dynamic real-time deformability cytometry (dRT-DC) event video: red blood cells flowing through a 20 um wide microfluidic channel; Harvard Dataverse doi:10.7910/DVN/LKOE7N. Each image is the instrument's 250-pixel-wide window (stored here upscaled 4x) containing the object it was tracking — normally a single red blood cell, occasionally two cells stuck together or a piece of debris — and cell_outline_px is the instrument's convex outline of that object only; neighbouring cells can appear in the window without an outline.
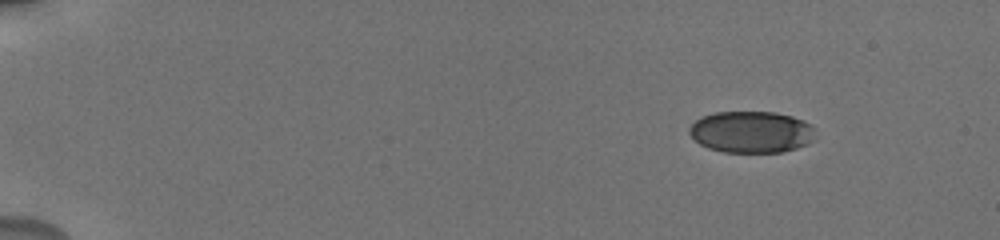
{"species": "human", "species_latin": "Homo sapiens", "temperature_condition": "cold", "stored_images_in_passage": 95, "camera_frame_rate_fps": 3000, "um_per_image_px": 0.085, "donor": {"sex": "male"}, "frame": {"image": 1, "passage_image": 1, "time_ms": 0.0, "image_size_px": [1000, 240], "cell_outline_px": [[816, 128], [812, 140], [808, 144], [796, 148], [780, 152], [724, 152], [708, 148], [700, 144], [688, 132], [688, 128], [700, 116], [716, 112], [776, 112], [792, 116], [804, 120]], "centroid_in_image_um": [63.87, 11.21], "position_along_channel_um": 21.1, "area_um2": 30.75}}
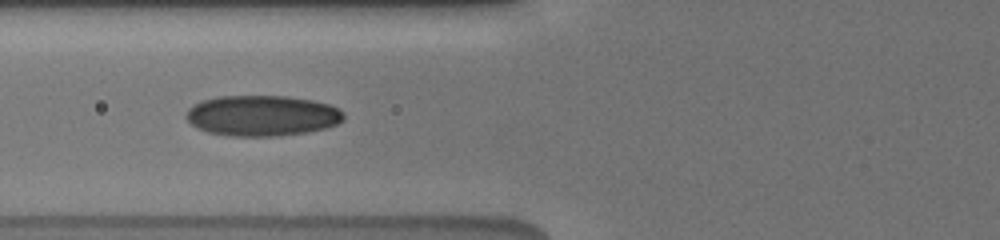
{"frame": {"image": 2, "passage_image": 27, "time_ms": 5.667, "image_size_px": [1000, 240], "cell_outline_px": [[344, 120], [336, 124], [324, 128], [308, 132], [280, 136], [232, 136], [208, 132], [196, 128], [184, 116], [188, 108], [200, 100], [216, 96], [288, 96], [312, 100], [328, 104], [340, 108], [344, 112]], "centroid_in_image_um": [22.27, 9.82], "position_along_channel_um": 103.5, "area_um2": 37.69}}
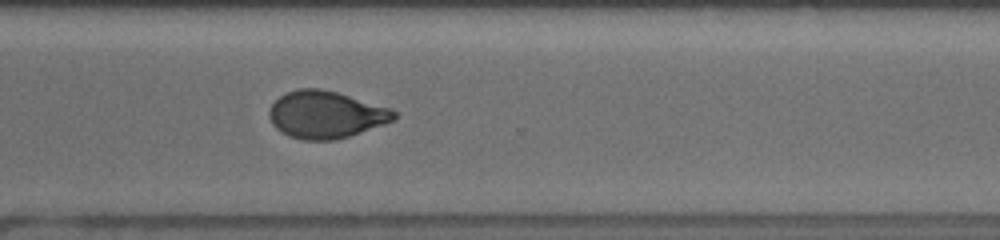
{"frame": {"image": 3, "passage_image": 63, "time_ms": 12.0, "image_size_px": [1000, 240], "cell_outline_px": [[396, 120], [336, 140], [304, 140], [288, 136], [276, 128], [272, 124], [268, 116], [268, 112], [272, 104], [280, 96], [296, 88], [320, 88], [336, 92], [392, 108], [396, 112]], "centroid_in_image_um": [27.69, 9.74], "position_along_channel_um": 342.9, "area_um2": 34.39}, "authors_computed_cell_mechanics": {"area_um2": 34.391, "velocity_mm_per_s": 3.7841, "shape_relaxation_time_tau1_ms": 6.8376, "shape_relaxation_time_tau2_ms": 1.1773, "deformation_change_tau1": 0.1854, "deformation_change_tau2": 0.0602}}